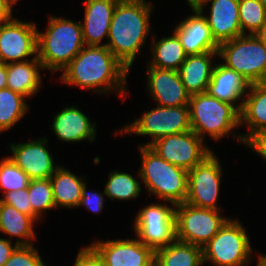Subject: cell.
<instances>
[{"instance_id":"1","label":"cell","mask_w":266,"mask_h":266,"mask_svg":"<svg viewBox=\"0 0 266 266\" xmlns=\"http://www.w3.org/2000/svg\"><path fill=\"white\" fill-rule=\"evenodd\" d=\"M60 80L83 89L107 93L117 91L124 97L128 69L106 46H87L62 70ZM97 87L99 89H97Z\"/></svg>"},{"instance_id":"2","label":"cell","mask_w":266,"mask_h":266,"mask_svg":"<svg viewBox=\"0 0 266 266\" xmlns=\"http://www.w3.org/2000/svg\"><path fill=\"white\" fill-rule=\"evenodd\" d=\"M152 4L145 0H119L114 9L106 46L128 69L150 31Z\"/></svg>"},{"instance_id":"3","label":"cell","mask_w":266,"mask_h":266,"mask_svg":"<svg viewBox=\"0 0 266 266\" xmlns=\"http://www.w3.org/2000/svg\"><path fill=\"white\" fill-rule=\"evenodd\" d=\"M85 46L81 22L52 17L43 33L37 32V57L44 69L62 71Z\"/></svg>"},{"instance_id":"4","label":"cell","mask_w":266,"mask_h":266,"mask_svg":"<svg viewBox=\"0 0 266 266\" xmlns=\"http://www.w3.org/2000/svg\"><path fill=\"white\" fill-rule=\"evenodd\" d=\"M138 175L150 194L172 206L184 203L188 194V171L162 159L149 146H141Z\"/></svg>"},{"instance_id":"5","label":"cell","mask_w":266,"mask_h":266,"mask_svg":"<svg viewBox=\"0 0 266 266\" xmlns=\"http://www.w3.org/2000/svg\"><path fill=\"white\" fill-rule=\"evenodd\" d=\"M189 115L191 130L203 141L204 134L220 140L240 125V113L230 103L220 101L207 92L190 95Z\"/></svg>"},{"instance_id":"6","label":"cell","mask_w":266,"mask_h":266,"mask_svg":"<svg viewBox=\"0 0 266 266\" xmlns=\"http://www.w3.org/2000/svg\"><path fill=\"white\" fill-rule=\"evenodd\" d=\"M218 56L250 84L266 82V45L256 35L243 34L219 44Z\"/></svg>"},{"instance_id":"7","label":"cell","mask_w":266,"mask_h":266,"mask_svg":"<svg viewBox=\"0 0 266 266\" xmlns=\"http://www.w3.org/2000/svg\"><path fill=\"white\" fill-rule=\"evenodd\" d=\"M247 231L239 220L228 219L219 232L203 247V262L216 266H246L252 247Z\"/></svg>"},{"instance_id":"8","label":"cell","mask_w":266,"mask_h":266,"mask_svg":"<svg viewBox=\"0 0 266 266\" xmlns=\"http://www.w3.org/2000/svg\"><path fill=\"white\" fill-rule=\"evenodd\" d=\"M176 240L203 247L226 223L220 210L192 206L186 202L175 205Z\"/></svg>"},{"instance_id":"9","label":"cell","mask_w":266,"mask_h":266,"mask_svg":"<svg viewBox=\"0 0 266 266\" xmlns=\"http://www.w3.org/2000/svg\"><path fill=\"white\" fill-rule=\"evenodd\" d=\"M191 130L188 106L156 108L146 112L141 118L129 123L121 131L141 136H151L152 140L141 146H150L156 140Z\"/></svg>"},{"instance_id":"10","label":"cell","mask_w":266,"mask_h":266,"mask_svg":"<svg viewBox=\"0 0 266 266\" xmlns=\"http://www.w3.org/2000/svg\"><path fill=\"white\" fill-rule=\"evenodd\" d=\"M175 206L150 204L136 215L134 232L138 239L154 251L176 240Z\"/></svg>"},{"instance_id":"11","label":"cell","mask_w":266,"mask_h":266,"mask_svg":"<svg viewBox=\"0 0 266 266\" xmlns=\"http://www.w3.org/2000/svg\"><path fill=\"white\" fill-rule=\"evenodd\" d=\"M206 146L203 140L190 130L162 137L149 147L162 159L189 171L212 153Z\"/></svg>"},{"instance_id":"12","label":"cell","mask_w":266,"mask_h":266,"mask_svg":"<svg viewBox=\"0 0 266 266\" xmlns=\"http://www.w3.org/2000/svg\"><path fill=\"white\" fill-rule=\"evenodd\" d=\"M220 165L218 157L212 152L188 171L186 203L199 208L220 210L217 205L222 176Z\"/></svg>"},{"instance_id":"13","label":"cell","mask_w":266,"mask_h":266,"mask_svg":"<svg viewBox=\"0 0 266 266\" xmlns=\"http://www.w3.org/2000/svg\"><path fill=\"white\" fill-rule=\"evenodd\" d=\"M37 27L33 22L16 18L0 24V62H25L37 57ZM10 61V62H9Z\"/></svg>"},{"instance_id":"14","label":"cell","mask_w":266,"mask_h":266,"mask_svg":"<svg viewBox=\"0 0 266 266\" xmlns=\"http://www.w3.org/2000/svg\"><path fill=\"white\" fill-rule=\"evenodd\" d=\"M90 246L102 258L104 266H151L155 251L137 239L95 241Z\"/></svg>"},{"instance_id":"15","label":"cell","mask_w":266,"mask_h":266,"mask_svg":"<svg viewBox=\"0 0 266 266\" xmlns=\"http://www.w3.org/2000/svg\"><path fill=\"white\" fill-rule=\"evenodd\" d=\"M189 6L194 15L181 21L173 32L181 42L185 53L188 56L218 51L219 44L212 36L203 10H199L192 3H189Z\"/></svg>"},{"instance_id":"16","label":"cell","mask_w":266,"mask_h":266,"mask_svg":"<svg viewBox=\"0 0 266 266\" xmlns=\"http://www.w3.org/2000/svg\"><path fill=\"white\" fill-rule=\"evenodd\" d=\"M47 140L39 138L28 143L12 144L8 156L31 180L50 178L58 167L47 149Z\"/></svg>"},{"instance_id":"17","label":"cell","mask_w":266,"mask_h":266,"mask_svg":"<svg viewBox=\"0 0 266 266\" xmlns=\"http://www.w3.org/2000/svg\"><path fill=\"white\" fill-rule=\"evenodd\" d=\"M211 3L209 17L206 16L213 38L218 44L242 34L239 19V0H194L199 10Z\"/></svg>"},{"instance_id":"18","label":"cell","mask_w":266,"mask_h":266,"mask_svg":"<svg viewBox=\"0 0 266 266\" xmlns=\"http://www.w3.org/2000/svg\"><path fill=\"white\" fill-rule=\"evenodd\" d=\"M147 90L159 106H188L190 94L186 91L177 70L147 68Z\"/></svg>"},{"instance_id":"19","label":"cell","mask_w":266,"mask_h":266,"mask_svg":"<svg viewBox=\"0 0 266 266\" xmlns=\"http://www.w3.org/2000/svg\"><path fill=\"white\" fill-rule=\"evenodd\" d=\"M119 0H86L82 25L83 40L87 46L100 44L104 37L108 39L114 9Z\"/></svg>"},{"instance_id":"20","label":"cell","mask_w":266,"mask_h":266,"mask_svg":"<svg viewBox=\"0 0 266 266\" xmlns=\"http://www.w3.org/2000/svg\"><path fill=\"white\" fill-rule=\"evenodd\" d=\"M249 87L250 83L242 75L223 64H218L214 66L207 93L220 101L232 104L240 112L243 102L236 106L235 103L237 100H243L242 97L247 94Z\"/></svg>"},{"instance_id":"21","label":"cell","mask_w":266,"mask_h":266,"mask_svg":"<svg viewBox=\"0 0 266 266\" xmlns=\"http://www.w3.org/2000/svg\"><path fill=\"white\" fill-rule=\"evenodd\" d=\"M96 124L75 106L65 107L55 114L52 129L58 139L64 142H79L95 140Z\"/></svg>"},{"instance_id":"22","label":"cell","mask_w":266,"mask_h":266,"mask_svg":"<svg viewBox=\"0 0 266 266\" xmlns=\"http://www.w3.org/2000/svg\"><path fill=\"white\" fill-rule=\"evenodd\" d=\"M218 56V51L198 55H188L177 70L180 79L190 95L206 93L214 66L211 58Z\"/></svg>"},{"instance_id":"23","label":"cell","mask_w":266,"mask_h":266,"mask_svg":"<svg viewBox=\"0 0 266 266\" xmlns=\"http://www.w3.org/2000/svg\"><path fill=\"white\" fill-rule=\"evenodd\" d=\"M249 90L239 112L240 126L245 123L249 131L235 136L243 144L252 134L266 130V82L252 83Z\"/></svg>"},{"instance_id":"24","label":"cell","mask_w":266,"mask_h":266,"mask_svg":"<svg viewBox=\"0 0 266 266\" xmlns=\"http://www.w3.org/2000/svg\"><path fill=\"white\" fill-rule=\"evenodd\" d=\"M43 69L38 57L25 62L7 64V86L10 90L20 93L26 98L33 96L41 88L39 70Z\"/></svg>"},{"instance_id":"25","label":"cell","mask_w":266,"mask_h":266,"mask_svg":"<svg viewBox=\"0 0 266 266\" xmlns=\"http://www.w3.org/2000/svg\"><path fill=\"white\" fill-rule=\"evenodd\" d=\"M34 222L36 221L31 216L19 212L12 205L0 200V231L9 236L20 238L15 242V245L27 246L33 244L31 240L36 239L33 230Z\"/></svg>"},{"instance_id":"26","label":"cell","mask_w":266,"mask_h":266,"mask_svg":"<svg viewBox=\"0 0 266 266\" xmlns=\"http://www.w3.org/2000/svg\"><path fill=\"white\" fill-rule=\"evenodd\" d=\"M84 178L76 176L69 170L58 165L50 181L53 188V197L55 207H78L82 188L84 186Z\"/></svg>"},{"instance_id":"27","label":"cell","mask_w":266,"mask_h":266,"mask_svg":"<svg viewBox=\"0 0 266 266\" xmlns=\"http://www.w3.org/2000/svg\"><path fill=\"white\" fill-rule=\"evenodd\" d=\"M158 266H201L203 249L200 246L175 240L155 251Z\"/></svg>"},{"instance_id":"28","label":"cell","mask_w":266,"mask_h":266,"mask_svg":"<svg viewBox=\"0 0 266 266\" xmlns=\"http://www.w3.org/2000/svg\"><path fill=\"white\" fill-rule=\"evenodd\" d=\"M152 56L153 59L149 66L172 70H178L187 58L181 42L174 33L172 36H165L159 41L153 42Z\"/></svg>"},{"instance_id":"29","label":"cell","mask_w":266,"mask_h":266,"mask_svg":"<svg viewBox=\"0 0 266 266\" xmlns=\"http://www.w3.org/2000/svg\"><path fill=\"white\" fill-rule=\"evenodd\" d=\"M25 96L9 88L0 90V133L11 129L29 109Z\"/></svg>"},{"instance_id":"30","label":"cell","mask_w":266,"mask_h":266,"mask_svg":"<svg viewBox=\"0 0 266 266\" xmlns=\"http://www.w3.org/2000/svg\"><path fill=\"white\" fill-rule=\"evenodd\" d=\"M140 182L131 174L113 171L104 188V195L111 200L135 199L141 193Z\"/></svg>"},{"instance_id":"31","label":"cell","mask_w":266,"mask_h":266,"mask_svg":"<svg viewBox=\"0 0 266 266\" xmlns=\"http://www.w3.org/2000/svg\"><path fill=\"white\" fill-rule=\"evenodd\" d=\"M28 194L32 207V218L35 221L42 217L43 211L56 208L50 178L31 180L28 186Z\"/></svg>"},{"instance_id":"32","label":"cell","mask_w":266,"mask_h":266,"mask_svg":"<svg viewBox=\"0 0 266 266\" xmlns=\"http://www.w3.org/2000/svg\"><path fill=\"white\" fill-rule=\"evenodd\" d=\"M239 19L242 34L255 35L266 22V10L260 0H239Z\"/></svg>"},{"instance_id":"33","label":"cell","mask_w":266,"mask_h":266,"mask_svg":"<svg viewBox=\"0 0 266 266\" xmlns=\"http://www.w3.org/2000/svg\"><path fill=\"white\" fill-rule=\"evenodd\" d=\"M31 179L9 157L0 161V189L3 195L10 191L28 188Z\"/></svg>"},{"instance_id":"34","label":"cell","mask_w":266,"mask_h":266,"mask_svg":"<svg viewBox=\"0 0 266 266\" xmlns=\"http://www.w3.org/2000/svg\"><path fill=\"white\" fill-rule=\"evenodd\" d=\"M4 266H47L32 245L17 246Z\"/></svg>"},{"instance_id":"35","label":"cell","mask_w":266,"mask_h":266,"mask_svg":"<svg viewBox=\"0 0 266 266\" xmlns=\"http://www.w3.org/2000/svg\"><path fill=\"white\" fill-rule=\"evenodd\" d=\"M3 203H7L15 207L19 212L32 217V207L29 200L28 188L17 191H10L0 198Z\"/></svg>"},{"instance_id":"36","label":"cell","mask_w":266,"mask_h":266,"mask_svg":"<svg viewBox=\"0 0 266 266\" xmlns=\"http://www.w3.org/2000/svg\"><path fill=\"white\" fill-rule=\"evenodd\" d=\"M87 183L82 188L81 198L78 206H85L88 210L98 213L103 209L104 196L102 193L94 192L88 193Z\"/></svg>"},{"instance_id":"37","label":"cell","mask_w":266,"mask_h":266,"mask_svg":"<svg viewBox=\"0 0 266 266\" xmlns=\"http://www.w3.org/2000/svg\"><path fill=\"white\" fill-rule=\"evenodd\" d=\"M74 266H104L102 258L89 245L79 250Z\"/></svg>"},{"instance_id":"38","label":"cell","mask_w":266,"mask_h":266,"mask_svg":"<svg viewBox=\"0 0 266 266\" xmlns=\"http://www.w3.org/2000/svg\"><path fill=\"white\" fill-rule=\"evenodd\" d=\"M244 144L248 145L266 160V130L252 134Z\"/></svg>"},{"instance_id":"39","label":"cell","mask_w":266,"mask_h":266,"mask_svg":"<svg viewBox=\"0 0 266 266\" xmlns=\"http://www.w3.org/2000/svg\"><path fill=\"white\" fill-rule=\"evenodd\" d=\"M11 243L9 239L0 238V266H4L17 247V245L13 247Z\"/></svg>"},{"instance_id":"40","label":"cell","mask_w":266,"mask_h":266,"mask_svg":"<svg viewBox=\"0 0 266 266\" xmlns=\"http://www.w3.org/2000/svg\"><path fill=\"white\" fill-rule=\"evenodd\" d=\"M10 0H0V24L10 21L12 18V6Z\"/></svg>"},{"instance_id":"41","label":"cell","mask_w":266,"mask_h":266,"mask_svg":"<svg viewBox=\"0 0 266 266\" xmlns=\"http://www.w3.org/2000/svg\"><path fill=\"white\" fill-rule=\"evenodd\" d=\"M7 86V64L0 62V90Z\"/></svg>"},{"instance_id":"42","label":"cell","mask_w":266,"mask_h":266,"mask_svg":"<svg viewBox=\"0 0 266 266\" xmlns=\"http://www.w3.org/2000/svg\"><path fill=\"white\" fill-rule=\"evenodd\" d=\"M255 35L266 45V22Z\"/></svg>"},{"instance_id":"43","label":"cell","mask_w":266,"mask_h":266,"mask_svg":"<svg viewBox=\"0 0 266 266\" xmlns=\"http://www.w3.org/2000/svg\"><path fill=\"white\" fill-rule=\"evenodd\" d=\"M257 266H266V255H258Z\"/></svg>"},{"instance_id":"44","label":"cell","mask_w":266,"mask_h":266,"mask_svg":"<svg viewBox=\"0 0 266 266\" xmlns=\"http://www.w3.org/2000/svg\"><path fill=\"white\" fill-rule=\"evenodd\" d=\"M260 2L263 4V6L265 7V10H266V0H260Z\"/></svg>"},{"instance_id":"45","label":"cell","mask_w":266,"mask_h":266,"mask_svg":"<svg viewBox=\"0 0 266 266\" xmlns=\"http://www.w3.org/2000/svg\"><path fill=\"white\" fill-rule=\"evenodd\" d=\"M14 5L17 3L19 0H10Z\"/></svg>"},{"instance_id":"46","label":"cell","mask_w":266,"mask_h":266,"mask_svg":"<svg viewBox=\"0 0 266 266\" xmlns=\"http://www.w3.org/2000/svg\"><path fill=\"white\" fill-rule=\"evenodd\" d=\"M193 1H194V0H187L188 4H189V3H192Z\"/></svg>"}]
</instances>
